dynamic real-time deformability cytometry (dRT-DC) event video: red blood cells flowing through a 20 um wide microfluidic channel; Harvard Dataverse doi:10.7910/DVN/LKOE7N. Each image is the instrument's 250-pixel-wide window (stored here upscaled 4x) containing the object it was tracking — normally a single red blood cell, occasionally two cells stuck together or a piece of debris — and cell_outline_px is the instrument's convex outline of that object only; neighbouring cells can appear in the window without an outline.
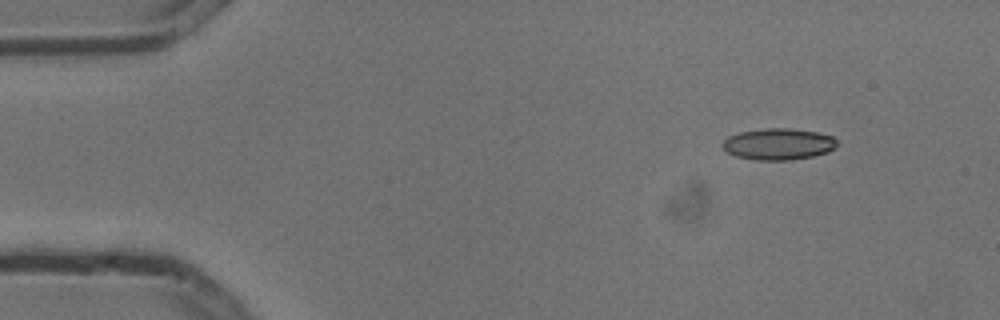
{"species": "common noctule bat (a hibernating species)", "species_latin": "Nyctalus noctula", "temperature_condition": "cold", "stored_images_in_passage": 5, "segment_of_instrument_passage": [1, 2], "camera_frame_rate_fps": 3000, "um_per_image_px": 0.085, "animal": {"sex": "male", "body_mass_g": 13.3}, "frame": {"image": 1, "passage_image": 1, "time_ms": 0.0, "image_size_px": [1000, 320], "cell_outline_px": [[836, 148], [828, 152], [812, 156], [792, 160], [756, 160], [736, 156], [728, 152], [720, 144], [728, 136], [740, 132], [764, 128], [788, 128], [816, 132], [832, 136], [836, 140]], "centroid_in_image_um": [66.15, 12.25], "position_along_channel_um": 18.8, "area_um2": 20.98}}